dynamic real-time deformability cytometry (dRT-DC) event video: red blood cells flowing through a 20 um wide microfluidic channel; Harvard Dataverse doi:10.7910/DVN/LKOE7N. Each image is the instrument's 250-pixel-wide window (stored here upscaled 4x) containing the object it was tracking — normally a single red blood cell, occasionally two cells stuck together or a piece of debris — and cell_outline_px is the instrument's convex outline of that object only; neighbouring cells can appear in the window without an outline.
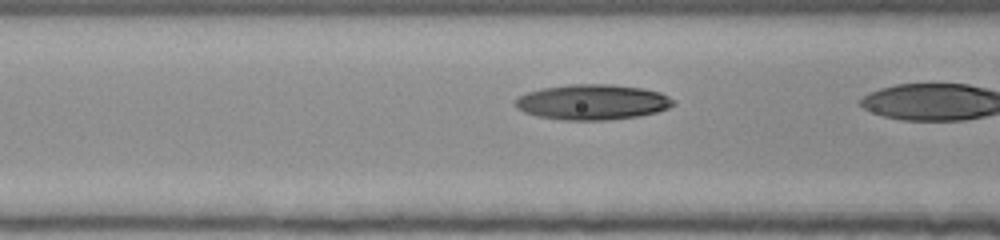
{"species": "human", "species_latin": "Homo sapiens", "temperature_condition": "room temperature", "stored_images_in_passage": 34, "camera_frame_rate_fps": 3000, "um_per_image_px": 0.085, "donor": {"sex": "female"}, "frame": {"image": 1, "passage_image": 14, "time_ms": 4.333, "image_size_px": [1000, 240], "cell_outline_px": [[676, 104], [668, 108], [656, 112], [640, 116], [608, 120], [564, 120], [536, 116], [524, 112], [516, 108], [512, 100], [516, 96], [540, 88], [568, 84], [612, 84], [644, 88], [660, 92], [676, 100]], "centroid_in_image_um": [50.33, 8.67], "position_along_channel_um": 116.3, "area_um2": 33.12}}
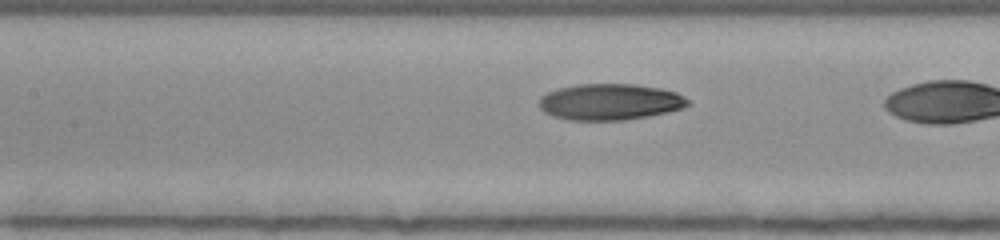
{"frame": {"image": 2, "passage_image": 17, "time_ms": 5.333, "image_size_px": [1000, 240], "cell_outline_px": [[692, 104], [684, 108], [668, 112], [648, 116], [624, 120], [568, 120], [552, 116], [544, 112], [540, 108], [540, 96], [548, 92], [560, 88], [576, 84], [636, 84], [660, 88], [676, 92], [684, 96]], "centroid_in_image_um": [51.87, 8.66], "position_along_channel_um": 155.5, "area_um2": 31.62}}